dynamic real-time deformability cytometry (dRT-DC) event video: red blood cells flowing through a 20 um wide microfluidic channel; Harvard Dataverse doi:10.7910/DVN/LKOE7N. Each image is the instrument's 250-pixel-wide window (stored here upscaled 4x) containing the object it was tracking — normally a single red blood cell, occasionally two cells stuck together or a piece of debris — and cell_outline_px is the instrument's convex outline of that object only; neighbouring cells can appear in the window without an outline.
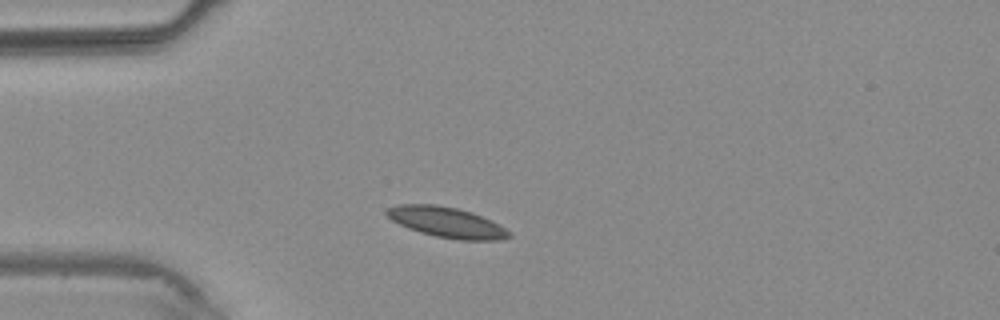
{"species": "common noctule bat (a hibernating species)", "species_latin": "Nyctalus noctula", "temperature_condition": "warm", "stored_images_in_passage": 2, "camera_frame_rate_fps": 3000, "um_per_image_px": 0.085, "animal": {"sex": "male", "body_mass_g": 20.4}, "frame": {"image": 1, "passage_image": 1, "time_ms": 0.0, "image_size_px": [1000, 320], "cell_outline_px": [[512, 236], [500, 240], [460, 240], [436, 236], [420, 232], [408, 228], [392, 220], [384, 212], [388, 208], [396, 204], [436, 204], [456, 208], [472, 212], [492, 220], [512, 232]], "centroid_in_image_um": [38.0, 18.89], "position_along_channel_um": 47.0, "area_um2": 21.79}}